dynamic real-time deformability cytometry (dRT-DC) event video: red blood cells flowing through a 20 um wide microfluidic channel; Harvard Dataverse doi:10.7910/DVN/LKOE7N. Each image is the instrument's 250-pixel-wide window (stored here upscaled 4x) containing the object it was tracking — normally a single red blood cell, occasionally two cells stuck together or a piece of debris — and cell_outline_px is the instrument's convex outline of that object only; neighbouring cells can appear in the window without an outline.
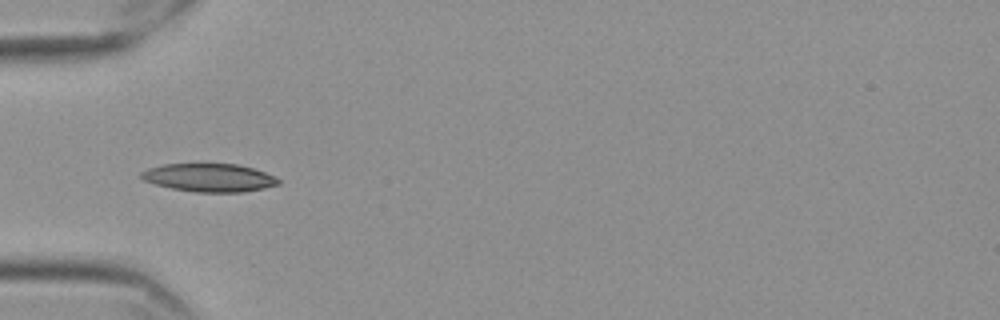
{"species": "Egyptian fruit bat (a non-hibernating species)", "species_latin": "Rousettus aegyptiacus", "temperature_condition": "cold", "stored_images_in_passage": 40, "camera_frame_rate_fps": 3000, "um_per_image_px": 0.085, "frame": {"image": 1, "passage_image": 1, "time_ms": 0.0, "image_size_px": [1000, 320], "cell_outline_px": [[280, 184], [264, 188], [244, 192], [196, 192], [172, 188], [156, 184], [144, 180], [140, 176], [140, 172], [148, 168], [164, 164], [236, 164], [252, 168], [264, 172], [280, 180]], "centroid_in_image_um": [17.78, 15.1], "position_along_channel_um": 67.2, "area_um2": 22.31}}
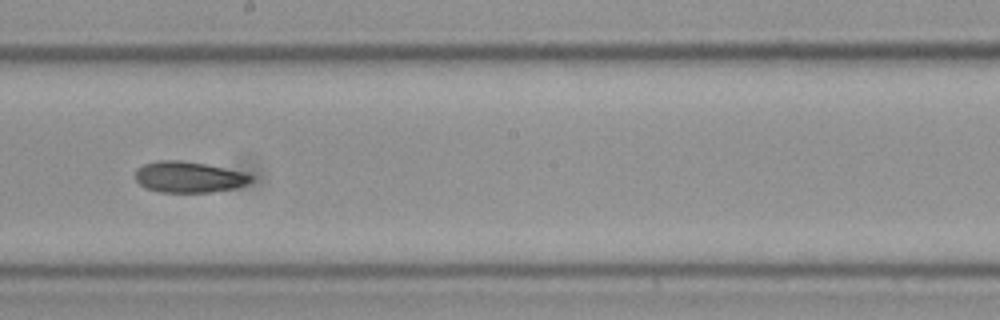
{"frame": {"image": 2, "passage_image": 15, "time_ms": 4.667, "image_size_px": [1000, 320], "cell_outline_px": [[252, 180], [236, 188], [212, 192], [160, 192], [148, 188], [140, 184], [136, 180], [136, 168], [144, 164], [156, 160], [180, 160], [204, 164], [244, 172], [252, 176]], "centroid_in_image_um": [16.03, 15.04], "position_along_channel_um": 232.2, "area_um2": 20.75}}
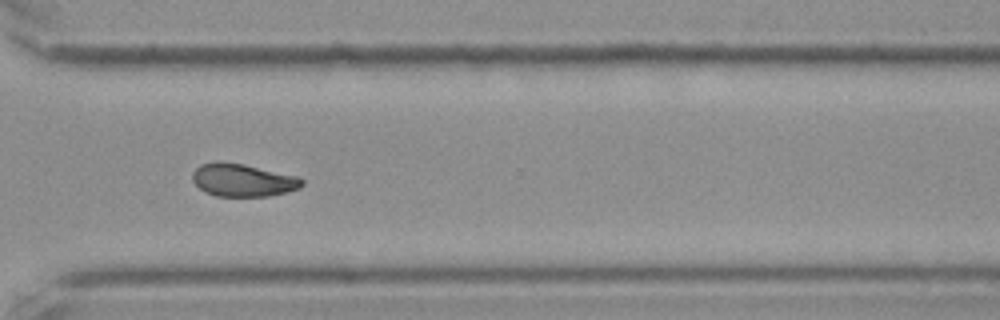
{"frame": {"image": 3, "passage_image": 25, "time_ms": 8.0, "image_size_px": [1000, 320], "cell_outline_px": [[304, 184], [300, 188], [268, 196], [216, 196], [204, 192], [192, 180], [192, 172], [200, 164], [244, 164], [300, 176], [304, 180]], "centroid_in_image_um": [20.7, 15.34], "position_along_channel_um": 349.9, "area_um2": 20.58}, "authors_computed_cell_mechanics": {"area_um2": 21.0103, "velocity_mm_per_s": 3.5365, "shape_relaxation_time_tau1_ms": 6.233, "shape_relaxation_time_tau2_ms": 6.1642, "deformation_change_tau1": 0.1344, "deformation_change_tau2": 0.1044}}